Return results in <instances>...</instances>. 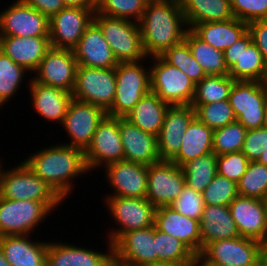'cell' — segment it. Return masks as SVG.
<instances>
[{"label": "cell", "instance_id": "35", "mask_svg": "<svg viewBox=\"0 0 267 266\" xmlns=\"http://www.w3.org/2000/svg\"><path fill=\"white\" fill-rule=\"evenodd\" d=\"M184 40L206 75H228L223 51L204 42L191 29L186 31Z\"/></svg>", "mask_w": 267, "mask_h": 266}, {"label": "cell", "instance_id": "47", "mask_svg": "<svg viewBox=\"0 0 267 266\" xmlns=\"http://www.w3.org/2000/svg\"><path fill=\"white\" fill-rule=\"evenodd\" d=\"M170 206L178 213L200 221L205 203L200 192L185 184L177 199Z\"/></svg>", "mask_w": 267, "mask_h": 266}, {"label": "cell", "instance_id": "58", "mask_svg": "<svg viewBox=\"0 0 267 266\" xmlns=\"http://www.w3.org/2000/svg\"><path fill=\"white\" fill-rule=\"evenodd\" d=\"M0 266H10L9 263L6 261L1 248H0Z\"/></svg>", "mask_w": 267, "mask_h": 266}, {"label": "cell", "instance_id": "11", "mask_svg": "<svg viewBox=\"0 0 267 266\" xmlns=\"http://www.w3.org/2000/svg\"><path fill=\"white\" fill-rule=\"evenodd\" d=\"M224 58L235 81L267 82V65L249 32L224 51Z\"/></svg>", "mask_w": 267, "mask_h": 266}, {"label": "cell", "instance_id": "12", "mask_svg": "<svg viewBox=\"0 0 267 266\" xmlns=\"http://www.w3.org/2000/svg\"><path fill=\"white\" fill-rule=\"evenodd\" d=\"M88 170L124 160L120 136L119 117L106 115L98 125L91 143L84 151Z\"/></svg>", "mask_w": 267, "mask_h": 266}, {"label": "cell", "instance_id": "46", "mask_svg": "<svg viewBox=\"0 0 267 266\" xmlns=\"http://www.w3.org/2000/svg\"><path fill=\"white\" fill-rule=\"evenodd\" d=\"M249 159L240 151L217 156V174L238 183L245 174Z\"/></svg>", "mask_w": 267, "mask_h": 266}, {"label": "cell", "instance_id": "13", "mask_svg": "<svg viewBox=\"0 0 267 266\" xmlns=\"http://www.w3.org/2000/svg\"><path fill=\"white\" fill-rule=\"evenodd\" d=\"M106 115L101 107L73 98L61 123L70 137V141L63 144L85 151Z\"/></svg>", "mask_w": 267, "mask_h": 266}, {"label": "cell", "instance_id": "20", "mask_svg": "<svg viewBox=\"0 0 267 266\" xmlns=\"http://www.w3.org/2000/svg\"><path fill=\"white\" fill-rule=\"evenodd\" d=\"M106 180L118 197L144 198L148 188V166L129 161H119L104 167Z\"/></svg>", "mask_w": 267, "mask_h": 266}, {"label": "cell", "instance_id": "28", "mask_svg": "<svg viewBox=\"0 0 267 266\" xmlns=\"http://www.w3.org/2000/svg\"><path fill=\"white\" fill-rule=\"evenodd\" d=\"M0 248L10 266H46L48 242L34 241L30 235H5Z\"/></svg>", "mask_w": 267, "mask_h": 266}, {"label": "cell", "instance_id": "31", "mask_svg": "<svg viewBox=\"0 0 267 266\" xmlns=\"http://www.w3.org/2000/svg\"><path fill=\"white\" fill-rule=\"evenodd\" d=\"M204 42L225 51L248 32V24L237 18L196 24L191 29Z\"/></svg>", "mask_w": 267, "mask_h": 266}, {"label": "cell", "instance_id": "42", "mask_svg": "<svg viewBox=\"0 0 267 266\" xmlns=\"http://www.w3.org/2000/svg\"><path fill=\"white\" fill-rule=\"evenodd\" d=\"M191 106L195 110V117L213 130L236 121L228 100L210 104H191Z\"/></svg>", "mask_w": 267, "mask_h": 266}, {"label": "cell", "instance_id": "6", "mask_svg": "<svg viewBox=\"0 0 267 266\" xmlns=\"http://www.w3.org/2000/svg\"><path fill=\"white\" fill-rule=\"evenodd\" d=\"M151 59V91L170 106L191 105L196 85L188 75L165 62L160 56H153Z\"/></svg>", "mask_w": 267, "mask_h": 266}, {"label": "cell", "instance_id": "44", "mask_svg": "<svg viewBox=\"0 0 267 266\" xmlns=\"http://www.w3.org/2000/svg\"><path fill=\"white\" fill-rule=\"evenodd\" d=\"M238 195L237 183L218 174L202 193L206 205L220 206H229Z\"/></svg>", "mask_w": 267, "mask_h": 266}, {"label": "cell", "instance_id": "24", "mask_svg": "<svg viewBox=\"0 0 267 266\" xmlns=\"http://www.w3.org/2000/svg\"><path fill=\"white\" fill-rule=\"evenodd\" d=\"M107 244V253H101L67 242L48 241L46 266H113V244Z\"/></svg>", "mask_w": 267, "mask_h": 266}, {"label": "cell", "instance_id": "62", "mask_svg": "<svg viewBox=\"0 0 267 266\" xmlns=\"http://www.w3.org/2000/svg\"><path fill=\"white\" fill-rule=\"evenodd\" d=\"M1 160V159H0ZM2 171H3V167L1 166V162H0V180H1V174H2Z\"/></svg>", "mask_w": 267, "mask_h": 266}, {"label": "cell", "instance_id": "48", "mask_svg": "<svg viewBox=\"0 0 267 266\" xmlns=\"http://www.w3.org/2000/svg\"><path fill=\"white\" fill-rule=\"evenodd\" d=\"M232 13L245 23L267 19V0H230Z\"/></svg>", "mask_w": 267, "mask_h": 266}, {"label": "cell", "instance_id": "55", "mask_svg": "<svg viewBox=\"0 0 267 266\" xmlns=\"http://www.w3.org/2000/svg\"><path fill=\"white\" fill-rule=\"evenodd\" d=\"M146 266H192V263H176V262L158 261L152 264H148Z\"/></svg>", "mask_w": 267, "mask_h": 266}, {"label": "cell", "instance_id": "32", "mask_svg": "<svg viewBox=\"0 0 267 266\" xmlns=\"http://www.w3.org/2000/svg\"><path fill=\"white\" fill-rule=\"evenodd\" d=\"M213 132L195 117L182 137L178 154L171 161L182 167L189 160L213 153Z\"/></svg>", "mask_w": 267, "mask_h": 266}, {"label": "cell", "instance_id": "10", "mask_svg": "<svg viewBox=\"0 0 267 266\" xmlns=\"http://www.w3.org/2000/svg\"><path fill=\"white\" fill-rule=\"evenodd\" d=\"M236 121L247 130L263 127L267 105V82L235 81L228 98Z\"/></svg>", "mask_w": 267, "mask_h": 266}, {"label": "cell", "instance_id": "39", "mask_svg": "<svg viewBox=\"0 0 267 266\" xmlns=\"http://www.w3.org/2000/svg\"><path fill=\"white\" fill-rule=\"evenodd\" d=\"M27 72L0 50V108L15 96Z\"/></svg>", "mask_w": 267, "mask_h": 266}, {"label": "cell", "instance_id": "33", "mask_svg": "<svg viewBox=\"0 0 267 266\" xmlns=\"http://www.w3.org/2000/svg\"><path fill=\"white\" fill-rule=\"evenodd\" d=\"M169 106L157 94L150 91L125 118L141 130L158 136Z\"/></svg>", "mask_w": 267, "mask_h": 266}, {"label": "cell", "instance_id": "14", "mask_svg": "<svg viewBox=\"0 0 267 266\" xmlns=\"http://www.w3.org/2000/svg\"><path fill=\"white\" fill-rule=\"evenodd\" d=\"M95 11L89 7H65L49 19V39L52 48L73 50L87 27L94 20Z\"/></svg>", "mask_w": 267, "mask_h": 266}, {"label": "cell", "instance_id": "53", "mask_svg": "<svg viewBox=\"0 0 267 266\" xmlns=\"http://www.w3.org/2000/svg\"><path fill=\"white\" fill-rule=\"evenodd\" d=\"M259 266H267V239L260 242Z\"/></svg>", "mask_w": 267, "mask_h": 266}, {"label": "cell", "instance_id": "21", "mask_svg": "<svg viewBox=\"0 0 267 266\" xmlns=\"http://www.w3.org/2000/svg\"><path fill=\"white\" fill-rule=\"evenodd\" d=\"M229 210L241 237L259 242L267 239V215L262 199L238 195L229 204Z\"/></svg>", "mask_w": 267, "mask_h": 266}, {"label": "cell", "instance_id": "30", "mask_svg": "<svg viewBox=\"0 0 267 266\" xmlns=\"http://www.w3.org/2000/svg\"><path fill=\"white\" fill-rule=\"evenodd\" d=\"M199 223L202 249L214 241L240 236L229 206L205 204Z\"/></svg>", "mask_w": 267, "mask_h": 266}, {"label": "cell", "instance_id": "3", "mask_svg": "<svg viewBox=\"0 0 267 266\" xmlns=\"http://www.w3.org/2000/svg\"><path fill=\"white\" fill-rule=\"evenodd\" d=\"M0 197L9 200L44 202L53 212L64 202V199L34 174L23 161L11 169H3Z\"/></svg>", "mask_w": 267, "mask_h": 266}, {"label": "cell", "instance_id": "34", "mask_svg": "<svg viewBox=\"0 0 267 266\" xmlns=\"http://www.w3.org/2000/svg\"><path fill=\"white\" fill-rule=\"evenodd\" d=\"M188 29L196 24L234 18L230 0H178Z\"/></svg>", "mask_w": 267, "mask_h": 266}, {"label": "cell", "instance_id": "17", "mask_svg": "<svg viewBox=\"0 0 267 266\" xmlns=\"http://www.w3.org/2000/svg\"><path fill=\"white\" fill-rule=\"evenodd\" d=\"M0 35L49 36V19L22 0H15L0 13Z\"/></svg>", "mask_w": 267, "mask_h": 266}, {"label": "cell", "instance_id": "25", "mask_svg": "<svg viewBox=\"0 0 267 266\" xmlns=\"http://www.w3.org/2000/svg\"><path fill=\"white\" fill-rule=\"evenodd\" d=\"M78 66L90 68H115L117 62L113 51L93 20L73 49Z\"/></svg>", "mask_w": 267, "mask_h": 266}, {"label": "cell", "instance_id": "61", "mask_svg": "<svg viewBox=\"0 0 267 266\" xmlns=\"http://www.w3.org/2000/svg\"><path fill=\"white\" fill-rule=\"evenodd\" d=\"M263 202H264V205H265V212H266V215H267V195L262 199Z\"/></svg>", "mask_w": 267, "mask_h": 266}, {"label": "cell", "instance_id": "45", "mask_svg": "<svg viewBox=\"0 0 267 266\" xmlns=\"http://www.w3.org/2000/svg\"><path fill=\"white\" fill-rule=\"evenodd\" d=\"M145 6L142 0H107L97 12L138 23L143 16Z\"/></svg>", "mask_w": 267, "mask_h": 266}, {"label": "cell", "instance_id": "54", "mask_svg": "<svg viewBox=\"0 0 267 266\" xmlns=\"http://www.w3.org/2000/svg\"><path fill=\"white\" fill-rule=\"evenodd\" d=\"M65 7L84 8L89 7L88 0H62Z\"/></svg>", "mask_w": 267, "mask_h": 266}, {"label": "cell", "instance_id": "60", "mask_svg": "<svg viewBox=\"0 0 267 266\" xmlns=\"http://www.w3.org/2000/svg\"><path fill=\"white\" fill-rule=\"evenodd\" d=\"M146 5L148 4H152V3H157L160 2L162 0H142Z\"/></svg>", "mask_w": 267, "mask_h": 266}, {"label": "cell", "instance_id": "27", "mask_svg": "<svg viewBox=\"0 0 267 266\" xmlns=\"http://www.w3.org/2000/svg\"><path fill=\"white\" fill-rule=\"evenodd\" d=\"M50 48L49 36L17 37L0 35V50L30 73L36 71Z\"/></svg>", "mask_w": 267, "mask_h": 266}, {"label": "cell", "instance_id": "59", "mask_svg": "<svg viewBox=\"0 0 267 266\" xmlns=\"http://www.w3.org/2000/svg\"><path fill=\"white\" fill-rule=\"evenodd\" d=\"M263 127L267 128V105H266V110L264 114Z\"/></svg>", "mask_w": 267, "mask_h": 266}, {"label": "cell", "instance_id": "51", "mask_svg": "<svg viewBox=\"0 0 267 266\" xmlns=\"http://www.w3.org/2000/svg\"><path fill=\"white\" fill-rule=\"evenodd\" d=\"M31 7L37 9L48 19L65 8L62 0H22Z\"/></svg>", "mask_w": 267, "mask_h": 266}, {"label": "cell", "instance_id": "4", "mask_svg": "<svg viewBox=\"0 0 267 266\" xmlns=\"http://www.w3.org/2000/svg\"><path fill=\"white\" fill-rule=\"evenodd\" d=\"M144 61L119 63L115 67L116 93L107 115L125 117L151 91L150 67H144Z\"/></svg>", "mask_w": 267, "mask_h": 266}, {"label": "cell", "instance_id": "15", "mask_svg": "<svg viewBox=\"0 0 267 266\" xmlns=\"http://www.w3.org/2000/svg\"><path fill=\"white\" fill-rule=\"evenodd\" d=\"M155 262V225L124 233L113 243L116 266H146Z\"/></svg>", "mask_w": 267, "mask_h": 266}, {"label": "cell", "instance_id": "8", "mask_svg": "<svg viewBox=\"0 0 267 266\" xmlns=\"http://www.w3.org/2000/svg\"><path fill=\"white\" fill-rule=\"evenodd\" d=\"M115 93V68L77 67L72 91L74 99L99 106L107 112L112 107Z\"/></svg>", "mask_w": 267, "mask_h": 266}, {"label": "cell", "instance_id": "52", "mask_svg": "<svg viewBox=\"0 0 267 266\" xmlns=\"http://www.w3.org/2000/svg\"><path fill=\"white\" fill-rule=\"evenodd\" d=\"M192 266H224L218 263L212 262L206 258L201 252L194 254Z\"/></svg>", "mask_w": 267, "mask_h": 266}, {"label": "cell", "instance_id": "36", "mask_svg": "<svg viewBox=\"0 0 267 266\" xmlns=\"http://www.w3.org/2000/svg\"><path fill=\"white\" fill-rule=\"evenodd\" d=\"M185 184L191 189L203 193L204 189L217 175V155L214 153L189 160L183 166Z\"/></svg>", "mask_w": 267, "mask_h": 266}, {"label": "cell", "instance_id": "56", "mask_svg": "<svg viewBox=\"0 0 267 266\" xmlns=\"http://www.w3.org/2000/svg\"><path fill=\"white\" fill-rule=\"evenodd\" d=\"M107 0H88L89 8L98 11Z\"/></svg>", "mask_w": 267, "mask_h": 266}, {"label": "cell", "instance_id": "19", "mask_svg": "<svg viewBox=\"0 0 267 266\" xmlns=\"http://www.w3.org/2000/svg\"><path fill=\"white\" fill-rule=\"evenodd\" d=\"M259 248V241L239 236L209 243L201 253L224 266H259Z\"/></svg>", "mask_w": 267, "mask_h": 266}, {"label": "cell", "instance_id": "43", "mask_svg": "<svg viewBox=\"0 0 267 266\" xmlns=\"http://www.w3.org/2000/svg\"><path fill=\"white\" fill-rule=\"evenodd\" d=\"M246 133L247 129L238 121L215 129L213 132V153L218 156L225 153L240 152Z\"/></svg>", "mask_w": 267, "mask_h": 266}, {"label": "cell", "instance_id": "16", "mask_svg": "<svg viewBox=\"0 0 267 266\" xmlns=\"http://www.w3.org/2000/svg\"><path fill=\"white\" fill-rule=\"evenodd\" d=\"M185 185L183 168L172 161L160 160L148 165V188L145 198L156 208L170 206Z\"/></svg>", "mask_w": 267, "mask_h": 266}, {"label": "cell", "instance_id": "38", "mask_svg": "<svg viewBox=\"0 0 267 266\" xmlns=\"http://www.w3.org/2000/svg\"><path fill=\"white\" fill-rule=\"evenodd\" d=\"M160 57L168 64L183 71L195 85L207 76L198 61L193 57L185 40L165 50Z\"/></svg>", "mask_w": 267, "mask_h": 266}, {"label": "cell", "instance_id": "23", "mask_svg": "<svg viewBox=\"0 0 267 266\" xmlns=\"http://www.w3.org/2000/svg\"><path fill=\"white\" fill-rule=\"evenodd\" d=\"M195 118L191 105L169 106L158 135V150L161 160L171 161L179 152L182 137Z\"/></svg>", "mask_w": 267, "mask_h": 266}, {"label": "cell", "instance_id": "50", "mask_svg": "<svg viewBox=\"0 0 267 266\" xmlns=\"http://www.w3.org/2000/svg\"><path fill=\"white\" fill-rule=\"evenodd\" d=\"M248 32L252 37V42L262 53L267 65V19L256 20L248 23Z\"/></svg>", "mask_w": 267, "mask_h": 266}, {"label": "cell", "instance_id": "9", "mask_svg": "<svg viewBox=\"0 0 267 266\" xmlns=\"http://www.w3.org/2000/svg\"><path fill=\"white\" fill-rule=\"evenodd\" d=\"M51 212L44 202L0 197V237L30 235Z\"/></svg>", "mask_w": 267, "mask_h": 266}, {"label": "cell", "instance_id": "26", "mask_svg": "<svg viewBox=\"0 0 267 266\" xmlns=\"http://www.w3.org/2000/svg\"><path fill=\"white\" fill-rule=\"evenodd\" d=\"M154 225L183 242L194 254L202 251L199 220L182 215L171 206H161L156 208Z\"/></svg>", "mask_w": 267, "mask_h": 266}, {"label": "cell", "instance_id": "22", "mask_svg": "<svg viewBox=\"0 0 267 266\" xmlns=\"http://www.w3.org/2000/svg\"><path fill=\"white\" fill-rule=\"evenodd\" d=\"M124 160L145 166L159 162L158 136L147 133L125 117H119Z\"/></svg>", "mask_w": 267, "mask_h": 266}, {"label": "cell", "instance_id": "1", "mask_svg": "<svg viewBox=\"0 0 267 266\" xmlns=\"http://www.w3.org/2000/svg\"><path fill=\"white\" fill-rule=\"evenodd\" d=\"M23 162L64 200L74 189L72 180L89 172L84 151L62 142L35 151Z\"/></svg>", "mask_w": 267, "mask_h": 266}, {"label": "cell", "instance_id": "5", "mask_svg": "<svg viewBox=\"0 0 267 266\" xmlns=\"http://www.w3.org/2000/svg\"><path fill=\"white\" fill-rule=\"evenodd\" d=\"M94 21L101 28L118 63L138 62L148 59L143 47L140 27L137 22L99 14Z\"/></svg>", "mask_w": 267, "mask_h": 266}, {"label": "cell", "instance_id": "2", "mask_svg": "<svg viewBox=\"0 0 267 266\" xmlns=\"http://www.w3.org/2000/svg\"><path fill=\"white\" fill-rule=\"evenodd\" d=\"M147 57L160 56L185 38L188 26L178 0H162L145 6L138 22Z\"/></svg>", "mask_w": 267, "mask_h": 266}, {"label": "cell", "instance_id": "40", "mask_svg": "<svg viewBox=\"0 0 267 266\" xmlns=\"http://www.w3.org/2000/svg\"><path fill=\"white\" fill-rule=\"evenodd\" d=\"M157 262L192 263L194 253L180 240L155 227Z\"/></svg>", "mask_w": 267, "mask_h": 266}, {"label": "cell", "instance_id": "7", "mask_svg": "<svg viewBox=\"0 0 267 266\" xmlns=\"http://www.w3.org/2000/svg\"><path fill=\"white\" fill-rule=\"evenodd\" d=\"M106 207L116 222V227L108 235L113 244L122 234L129 231L154 226L156 207L145 197H105ZM107 200V201H106Z\"/></svg>", "mask_w": 267, "mask_h": 266}, {"label": "cell", "instance_id": "41", "mask_svg": "<svg viewBox=\"0 0 267 266\" xmlns=\"http://www.w3.org/2000/svg\"><path fill=\"white\" fill-rule=\"evenodd\" d=\"M237 187L240 196L263 199L267 195V166L250 161Z\"/></svg>", "mask_w": 267, "mask_h": 266}, {"label": "cell", "instance_id": "57", "mask_svg": "<svg viewBox=\"0 0 267 266\" xmlns=\"http://www.w3.org/2000/svg\"><path fill=\"white\" fill-rule=\"evenodd\" d=\"M257 162L261 163V164H264L267 166V149L266 151H264L262 153V155L259 157V159L257 160Z\"/></svg>", "mask_w": 267, "mask_h": 266}, {"label": "cell", "instance_id": "18", "mask_svg": "<svg viewBox=\"0 0 267 266\" xmlns=\"http://www.w3.org/2000/svg\"><path fill=\"white\" fill-rule=\"evenodd\" d=\"M78 64L73 50L50 48L32 79L44 85L73 91Z\"/></svg>", "mask_w": 267, "mask_h": 266}, {"label": "cell", "instance_id": "37", "mask_svg": "<svg viewBox=\"0 0 267 266\" xmlns=\"http://www.w3.org/2000/svg\"><path fill=\"white\" fill-rule=\"evenodd\" d=\"M234 82L229 75H207L196 84L191 104H210L228 100Z\"/></svg>", "mask_w": 267, "mask_h": 266}, {"label": "cell", "instance_id": "49", "mask_svg": "<svg viewBox=\"0 0 267 266\" xmlns=\"http://www.w3.org/2000/svg\"><path fill=\"white\" fill-rule=\"evenodd\" d=\"M267 149V128L247 130L241 152L249 161H257Z\"/></svg>", "mask_w": 267, "mask_h": 266}, {"label": "cell", "instance_id": "29", "mask_svg": "<svg viewBox=\"0 0 267 266\" xmlns=\"http://www.w3.org/2000/svg\"><path fill=\"white\" fill-rule=\"evenodd\" d=\"M32 107L42 118L61 125L71 100L72 93L35 82L32 78L28 82Z\"/></svg>", "mask_w": 267, "mask_h": 266}]
</instances>
